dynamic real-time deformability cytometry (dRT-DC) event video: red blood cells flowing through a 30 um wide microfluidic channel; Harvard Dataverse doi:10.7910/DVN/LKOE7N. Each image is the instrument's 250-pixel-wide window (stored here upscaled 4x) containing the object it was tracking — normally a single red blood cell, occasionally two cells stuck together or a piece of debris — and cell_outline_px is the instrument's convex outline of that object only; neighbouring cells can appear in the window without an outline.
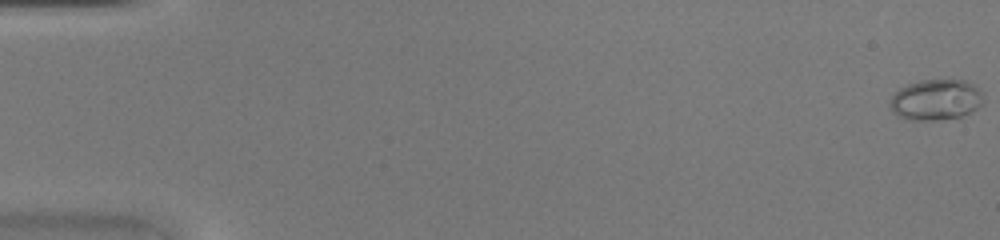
{"species": "common noctule bat (a hibernating species)", "species_latin": "Nyctalus noctula", "temperature_condition": "warm", "stored_images_in_passage": 46, "camera_frame_rate_fps": 3000, "um_per_image_px": 0.085, "animal": {"sex": "female", "body_mass_g": 20.0, "forearm_length_mm": 54.0}, "frame": {"image": 1, "passage_image": 1, "time_ms": 0.0, "image_size_px": [1000, 240], "cell_outline_px": [[984, 104], [972, 112], [960, 116], [936, 120], [908, 120], [892, 112], [888, 104], [892, 96], [900, 88], [908, 84], [920, 80], [968, 80], [976, 84], [984, 92]], "centroid_in_image_um": [79.61, 8.47], "position_along_channel_um": 5.4, "area_um2": 22.66}}
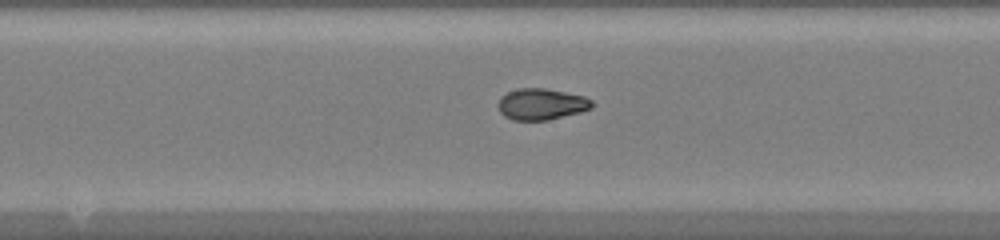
{"frame": {"image": 2, "passage_image": 25, "time_ms": 8.0, "image_size_px": [1000, 240], "cell_outline_px": [[596, 104], [592, 108], [580, 112], [548, 120], [512, 120], [504, 116], [500, 112], [500, 96], [508, 92], [520, 88], [544, 88], [584, 96], [592, 100]], "centroid_in_image_um": [46.05, 8.85], "position_along_channel_um": 202.1, "area_um2": 17.05}}
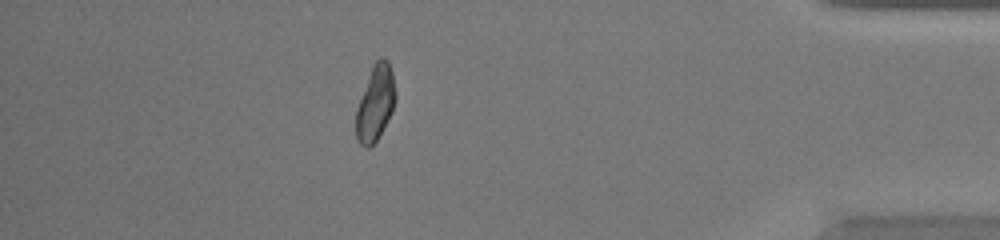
{"frame": {"image": 3, "passage_image": 41, "time_ms": 13.333, "image_size_px": [1000, 240], "cell_outline_px": [[396, 100], [392, 112], [376, 140], [368, 148], [364, 148], [360, 144], [356, 136], [356, 108], [372, 64], [380, 56], [384, 56], [388, 60], [392, 72], [396, 92]], "centroid_in_image_um": [31.91, 8.71], "position_along_channel_um": 403.3, "area_um2": 17.51}}